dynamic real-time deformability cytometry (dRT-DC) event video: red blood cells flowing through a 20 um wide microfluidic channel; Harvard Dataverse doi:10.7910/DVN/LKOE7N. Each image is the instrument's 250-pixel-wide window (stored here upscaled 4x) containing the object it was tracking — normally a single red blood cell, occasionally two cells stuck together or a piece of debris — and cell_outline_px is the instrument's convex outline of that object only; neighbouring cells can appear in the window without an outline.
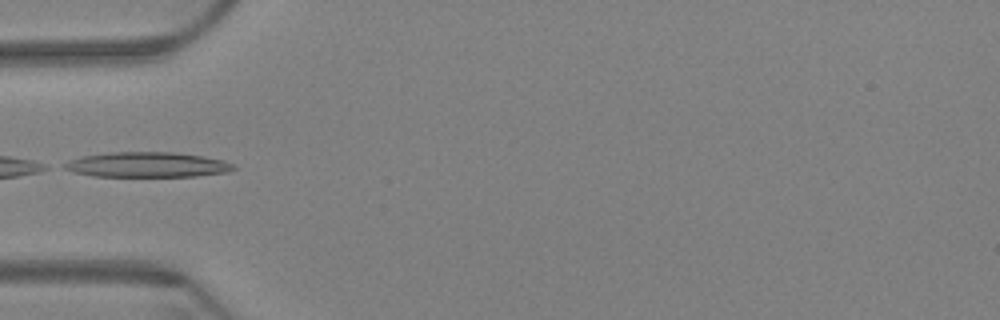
{"species": "Egyptian fruit bat (a non-hibernating species)", "species_latin": "Rousettus aegyptiacus", "temperature_condition": "warm", "stored_images_in_passage": 3, "camera_frame_rate_fps": 3000, "um_per_image_px": 0.085, "animal": {"sex": "female"}, "frame": {"image": 1, "passage_image": 1, "time_ms": 0.0, "image_size_px": [1000, 320], "cell_outline_px": [[236, 168], [228, 172], [196, 176], [92, 176], [76, 172], [64, 168], [60, 164], [68, 160], [84, 156], [108, 152], [172, 152], [204, 156], [224, 160], [232, 164]], "centroid_in_image_um": [12.51, 13.99], "position_along_channel_um": 72.5, "area_um2": 24.74}}